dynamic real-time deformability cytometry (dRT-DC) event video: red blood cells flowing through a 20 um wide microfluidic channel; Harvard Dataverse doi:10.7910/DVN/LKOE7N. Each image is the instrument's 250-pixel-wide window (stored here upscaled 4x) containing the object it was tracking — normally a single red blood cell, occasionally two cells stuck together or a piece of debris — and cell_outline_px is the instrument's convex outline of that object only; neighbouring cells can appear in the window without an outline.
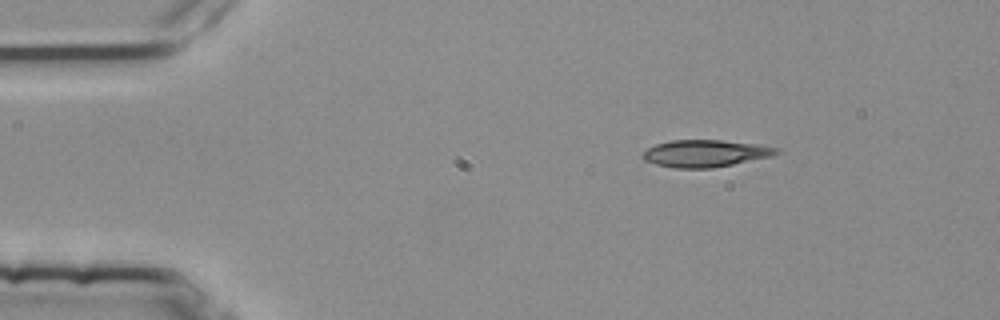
{"species": "common noctule bat (a hibernating species)", "species_latin": "Nyctalus noctula", "temperature_condition": "room temperature", "stored_images_in_passage": 3, "camera_frame_rate_fps": 3000, "um_per_image_px": 0.085, "animal": {"sex": "female", "body_mass_g": 25.1}, "frame": {"image": 1, "passage_image": 1, "time_ms": 0.0, "image_size_px": [1000, 320], "cell_outline_px": [[780, 152], [772, 156], [712, 168], [676, 168], [656, 164], [644, 160], [640, 156], [648, 148], [656, 144], [672, 140], [720, 140], [760, 144], [780, 148]], "centroid_in_image_um": [59.97, 13.03], "position_along_channel_um": 25.0, "area_um2": 21.1}}
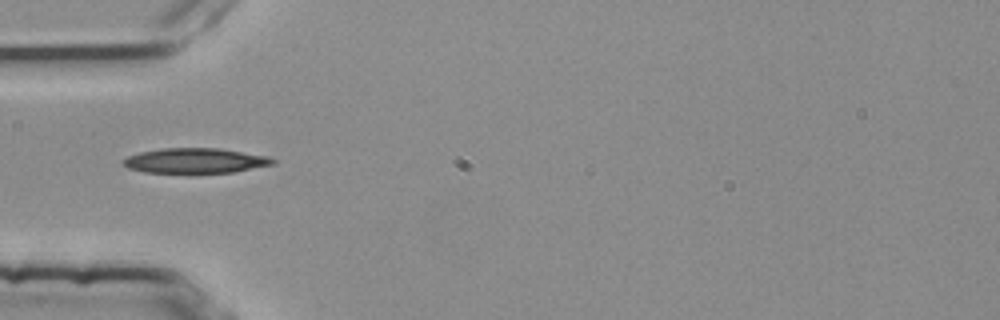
{"frame": {"image": 2, "passage_image": 3, "time_ms": 0.667, "image_size_px": [1000, 320], "cell_outline_px": [[276, 164], [232, 172], [144, 172], [128, 168], [124, 164], [124, 160], [128, 156], [140, 152], [164, 148], [220, 148], [268, 156], [276, 160]], "centroid_in_image_um": [16.65, 13.64], "position_along_channel_um": 68.4, "area_um2": 21.56}}